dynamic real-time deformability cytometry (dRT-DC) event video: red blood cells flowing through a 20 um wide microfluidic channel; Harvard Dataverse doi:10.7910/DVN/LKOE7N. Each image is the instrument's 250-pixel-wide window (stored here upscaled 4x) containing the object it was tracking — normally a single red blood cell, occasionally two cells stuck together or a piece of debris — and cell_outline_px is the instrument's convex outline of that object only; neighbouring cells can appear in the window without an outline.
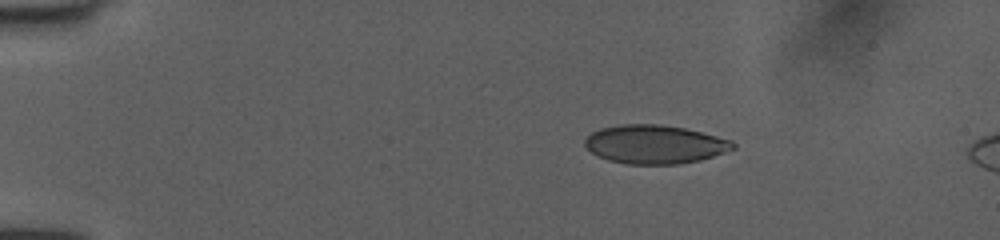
{"species": "human", "species_latin": "Homo sapiens", "temperature_condition": "room temperature", "stored_images_in_passage": 43, "camera_frame_rate_fps": 3000, "um_per_image_px": 0.085, "donor": {"sex": "female"}, "frame": {"image": 1, "passage_image": 1, "time_ms": 0.0, "image_size_px": [1000, 240], "cell_outline_px": [[736, 148], [700, 160], [680, 164], [628, 164], [608, 160], [592, 152], [584, 144], [584, 140], [592, 132], [600, 128], [620, 124], [660, 124], [684, 128], [732, 140], [736, 144]], "centroid_in_image_um": [55.66, 12.26], "position_along_channel_um": 29.3, "area_um2": 33.23}}
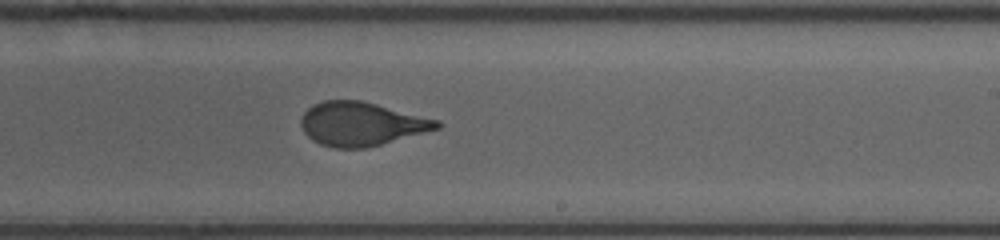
{"frame": {"image": 2, "passage_image": 24, "time_ms": 7.667, "image_size_px": [1000, 240], "cell_outline_px": [[444, 124], [440, 128], [380, 144], [364, 148], [336, 148], [320, 144], [312, 140], [304, 132], [300, 124], [300, 116], [312, 104], [324, 100], [360, 100], [440, 120]], "centroid_in_image_um": [30.69, 10.52], "position_along_channel_um": 258.3, "area_um2": 34.56}}
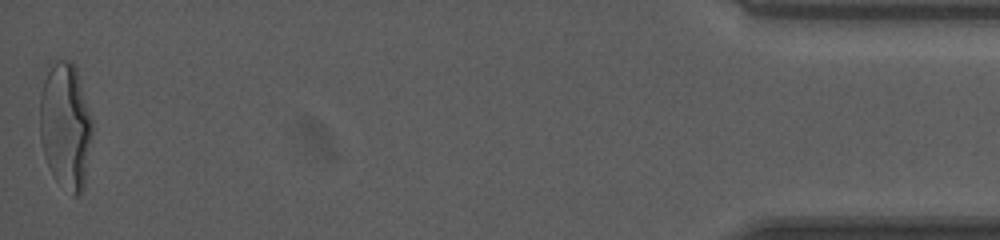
{"frame": {"image": 3, "passage_image": 43, "time_ms": 14.0, "image_size_px": [1000, 240], "cell_outline_px": [[92, 132], [84, 188], [76, 196], [72, 196], [52, 176], [44, 156], [40, 140], [40, 92], [48, 60], [72, 60], [76, 64], [92, 116]], "centroid_in_image_um": [5.56, 10.61], "position_along_channel_um": 429.6, "area_um2": 39.77}, "authors_computed_cell_mechanics": {"area_um2": 35.258, "velocity_mm_per_s": 4.0271, "shape_relaxation_time_tau1_ms": 4.9372, "shape_relaxation_time_tau2_ms": 0.6746, "deformation_change_tau1": 0.1851, "deformation_change_tau2": 0.0703}}